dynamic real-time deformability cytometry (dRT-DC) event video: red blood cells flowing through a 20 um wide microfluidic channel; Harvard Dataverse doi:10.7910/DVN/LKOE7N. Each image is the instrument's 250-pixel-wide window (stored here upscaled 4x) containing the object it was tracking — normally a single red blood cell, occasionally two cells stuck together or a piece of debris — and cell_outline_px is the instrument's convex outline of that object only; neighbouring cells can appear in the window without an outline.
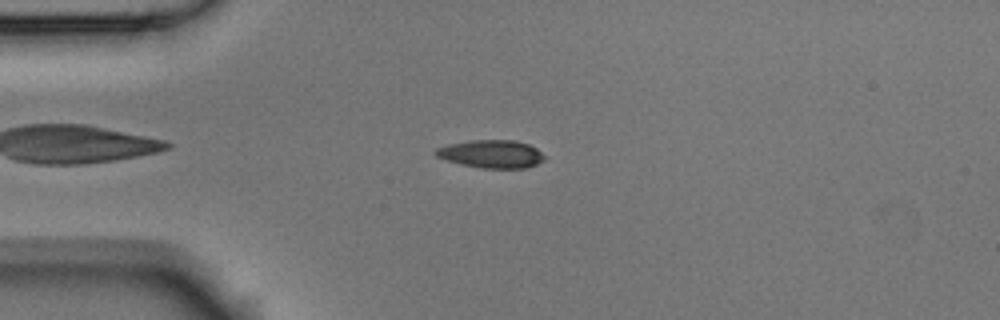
{"species": "Egyptian fruit bat (a non-hibernating species)", "species_latin": "Rousettus aegyptiacus", "temperature_condition": "room temperature", "stored_images_in_passage": 7, "camera_frame_rate_fps": 3000, "um_per_image_px": 0.085, "animal": {"sex": "male"}, "frame": {"image": 1, "passage_image": 3, "time_ms": 0.667, "image_size_px": [1000, 320], "cell_outline_px": [[544, 160], [536, 164], [524, 168], [484, 168], [464, 164], [448, 160], [436, 156], [432, 152], [436, 148], [448, 144], [468, 140], [512, 140], [528, 144], [536, 148], [544, 156]], "centroid_in_image_um": [41.74, 13.07], "position_along_channel_um": 43.3, "area_um2": 17.51}}
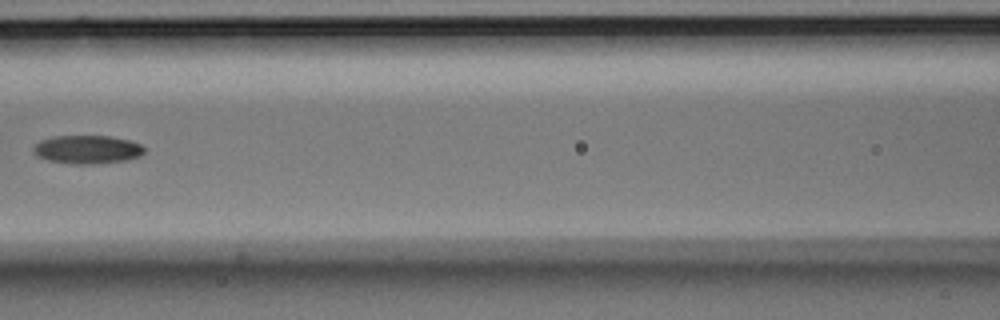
{"frame": {"image": 2, "passage_image": 6, "time_ms": 1.667, "image_size_px": [1000, 320], "cell_outline_px": [[144, 152], [140, 156], [128, 160], [96, 164], [72, 164], [48, 160], [36, 156], [32, 152], [32, 148], [40, 140], [52, 136], [108, 136], [128, 140], [140, 144], [144, 148]], "centroid_in_image_um": [7.39, 12.71], "position_along_channel_um": 159.2, "area_um2": 18.5}}
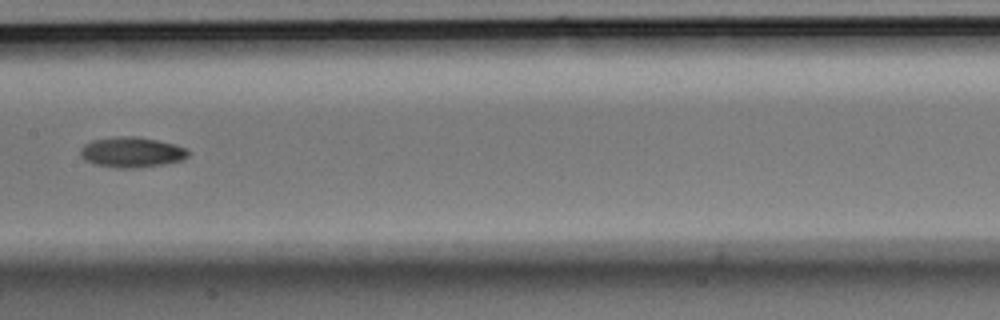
{"frame": {"image": 3, "passage_image": 7, "time_ms": 2.0, "image_size_px": [1000, 320], "cell_outline_px": [[188, 156], [180, 160], [164, 164], [136, 168], [116, 168], [92, 164], [84, 160], [80, 156], [80, 148], [84, 144], [92, 140], [120, 136], [136, 136], [176, 144], [184, 148], [188, 152]], "centroid_in_image_um": [11.13, 12.94], "position_along_channel_um": 196.3, "area_um2": 19.13}}